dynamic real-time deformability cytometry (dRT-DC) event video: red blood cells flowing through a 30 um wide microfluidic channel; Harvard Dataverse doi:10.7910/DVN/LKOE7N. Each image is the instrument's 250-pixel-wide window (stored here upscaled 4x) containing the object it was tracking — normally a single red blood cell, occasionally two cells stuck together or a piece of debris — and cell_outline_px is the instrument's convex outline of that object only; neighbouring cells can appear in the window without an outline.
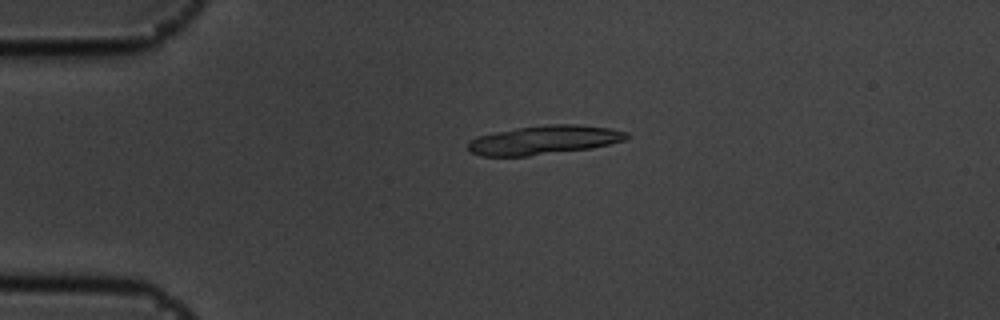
{"species": "common noctule bat (a hibernating species)", "species_latin": "Nyctalus noctula", "temperature_condition": "cold", "stored_images_in_passage": 15, "camera_frame_rate_fps": 3000, "um_per_image_px": 0.085, "animal": {"sex": "male", "body_mass_g": 19.5, "forearm_length_mm": 54.6}, "frame": {"image": 1, "passage_image": 13, "time_ms": 4.0, "image_size_px": [1000, 320], "cell_outline_px": [[628, 136], [624, 140], [592, 148], [528, 156], [480, 156], [472, 152], [468, 148], [468, 140], [476, 136], [516, 128], [548, 124], [580, 124], [612, 128], [628, 132]], "centroid_in_image_um": [46.24, 11.89], "position_along_channel_um": 38.8, "area_um2": 26.82}}